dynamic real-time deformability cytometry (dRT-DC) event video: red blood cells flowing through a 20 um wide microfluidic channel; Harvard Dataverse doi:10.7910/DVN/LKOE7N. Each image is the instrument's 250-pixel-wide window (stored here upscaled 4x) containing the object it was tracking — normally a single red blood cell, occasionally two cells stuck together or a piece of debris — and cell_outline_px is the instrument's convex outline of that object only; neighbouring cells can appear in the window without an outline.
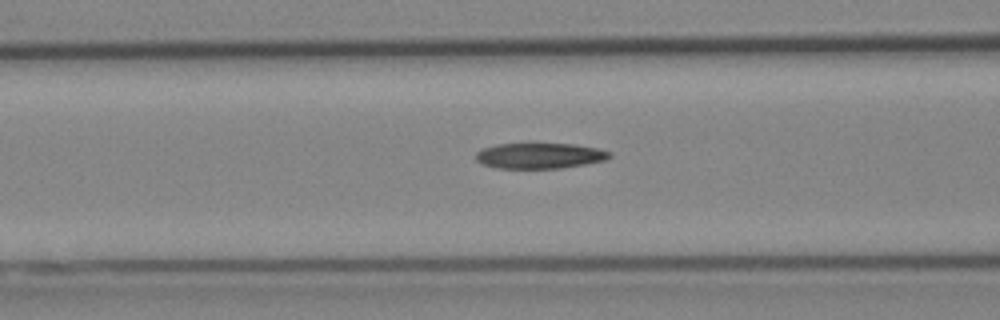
{"species": "Egyptian fruit bat (a non-hibernating species)", "species_latin": "Rousettus aegyptiacus", "temperature_condition": "cold", "stored_images_in_passage": 25, "camera_frame_rate_fps": 3000, "um_per_image_px": 0.085, "animal": {"sex": "female"}, "frame": {"image": 1, "passage_image": 5, "time_ms": 1.333, "image_size_px": [1000, 320], "cell_outline_px": [[612, 156], [608, 160], [560, 168], [496, 168], [484, 164], [476, 160], [476, 152], [484, 148], [496, 144], [528, 140], [572, 144], [596, 148], [612, 152]], "centroid_in_image_um": [45.87, 13.18], "position_along_channel_um": 120.7, "area_um2": 20.92}}
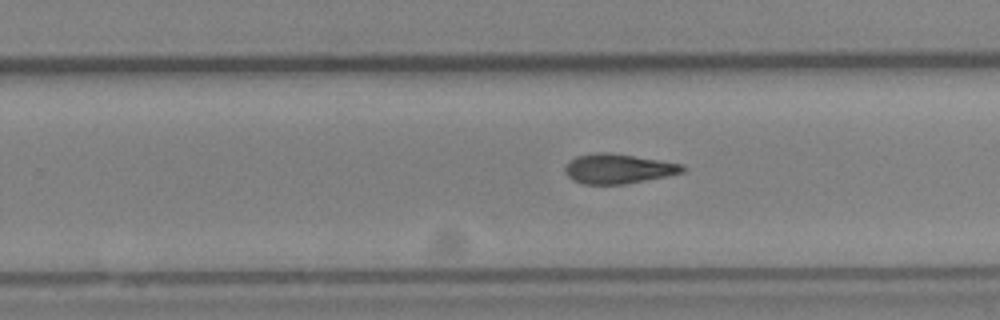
{"frame": {"image": 2, "passage_image": 17, "time_ms": 5.333, "image_size_px": [1000, 320], "cell_outline_px": [[684, 172], [624, 184], [584, 184], [572, 180], [564, 172], [564, 168], [568, 160], [576, 156], [596, 152], [608, 152], [684, 164]], "centroid_in_image_um": [52.48, 14.33], "position_along_channel_um": 277.3, "area_um2": 20.23}}
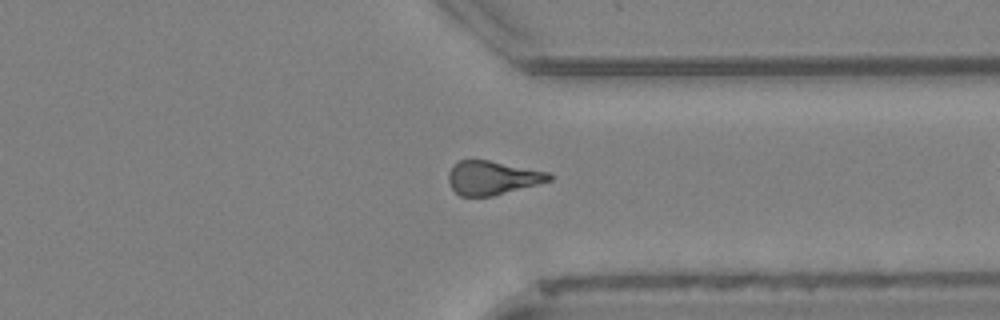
{"frame": {"image": 3, "passage_image": 24, "time_ms": 7.667, "image_size_px": [1000, 320], "cell_outline_px": [[552, 180], [492, 196], [460, 196], [452, 188], [448, 180], [448, 172], [452, 164], [460, 160], [488, 160], [552, 172]], "centroid_in_image_um": [41.85, 15.1], "position_along_channel_um": 369.5, "area_um2": 19.88}}